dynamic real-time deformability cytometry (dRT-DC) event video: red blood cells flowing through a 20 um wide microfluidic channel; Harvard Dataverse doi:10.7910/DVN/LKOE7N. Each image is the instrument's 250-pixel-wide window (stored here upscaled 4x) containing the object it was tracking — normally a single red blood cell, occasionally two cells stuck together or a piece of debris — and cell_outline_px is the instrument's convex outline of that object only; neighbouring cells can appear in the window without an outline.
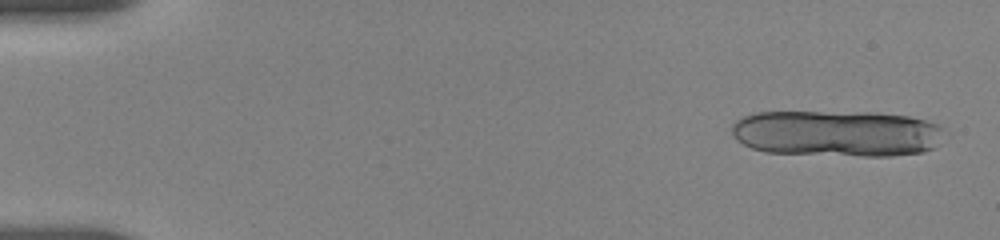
{"species": "human", "species_latin": "Homo sapiens", "temperature_condition": "room temperature", "stored_images_in_passage": 11, "camera_frame_rate_fps": 3000, "um_per_image_px": 0.085, "donor": {"sex": "female"}, "frame": {"image": 1, "passage_image": 2, "time_ms": 0.333, "image_size_px": [1000, 240], "cell_outline_px": [[940, 128], [932, 148], [920, 152], [892, 156], [864, 156], [764, 152], [752, 148], [736, 140], [732, 136], [732, 124], [736, 120], [744, 116], [756, 112], [876, 112], [908, 116], [924, 120], [936, 124]], "centroid_in_image_um": [71.01, 11.33], "position_along_channel_um": 14.0, "area_um2": 57.05}}
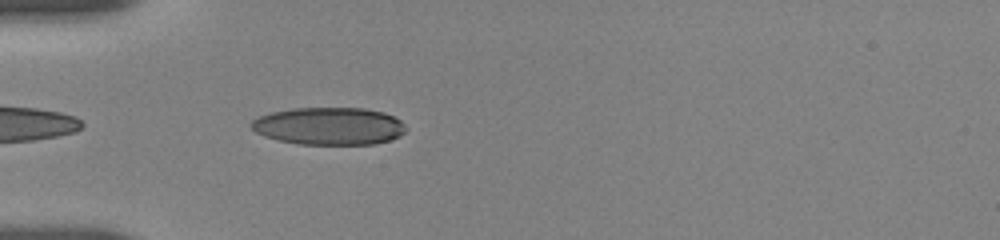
{"frame": {"image": 2, "passage_image": 9, "time_ms": 5.333, "image_size_px": [1000, 240], "cell_outline_px": [[408, 128], [400, 136], [388, 140], [372, 144], [300, 144], [280, 140], [264, 136], [256, 132], [248, 124], [252, 120], [260, 116], [272, 112], [292, 108], [364, 108], [384, 112], [400, 120]], "centroid_in_image_um": [27.97, 10.71], "position_along_channel_um": 57.0, "area_um2": 33.76}}